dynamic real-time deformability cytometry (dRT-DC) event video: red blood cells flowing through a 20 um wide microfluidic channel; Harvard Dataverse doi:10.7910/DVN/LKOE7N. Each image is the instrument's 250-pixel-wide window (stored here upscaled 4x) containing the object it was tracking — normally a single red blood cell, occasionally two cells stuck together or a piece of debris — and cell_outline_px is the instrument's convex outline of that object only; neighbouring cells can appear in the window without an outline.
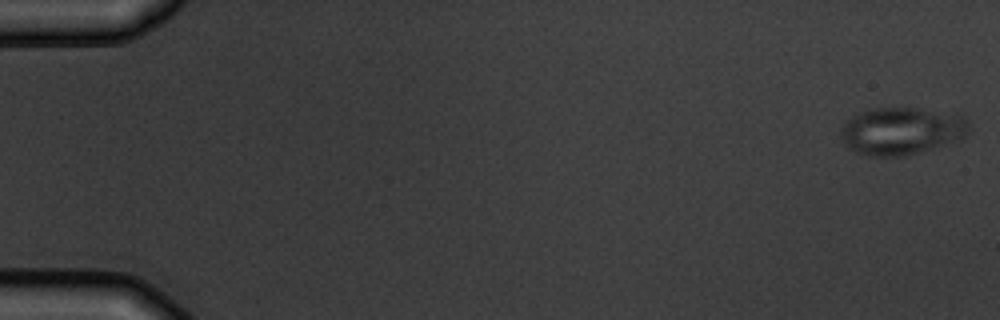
{"species": "common noctule bat (a hibernating species)", "species_latin": "Nyctalus noctula", "temperature_condition": "warm", "stored_images_in_passage": 6, "camera_frame_rate_fps": 3000, "um_per_image_px": 0.085, "animal": {"sex": "male", "body_mass_g": 19.5, "forearm_length_mm": 54.6}, "frame": {"image": 1, "passage_image": 1, "time_ms": 0.0, "image_size_px": [1000, 320], "cell_outline_px": [[968, 132], [960, 140], [920, 152], [900, 156], [868, 156], [856, 152], [848, 148], [844, 144], [840, 136], [840, 128], [844, 120], [852, 116], [876, 108], [916, 108], [964, 116], [968, 120]], "centroid_in_image_um": [76.59, 11.14], "position_along_channel_um": 8.4, "area_um2": 35.37}}